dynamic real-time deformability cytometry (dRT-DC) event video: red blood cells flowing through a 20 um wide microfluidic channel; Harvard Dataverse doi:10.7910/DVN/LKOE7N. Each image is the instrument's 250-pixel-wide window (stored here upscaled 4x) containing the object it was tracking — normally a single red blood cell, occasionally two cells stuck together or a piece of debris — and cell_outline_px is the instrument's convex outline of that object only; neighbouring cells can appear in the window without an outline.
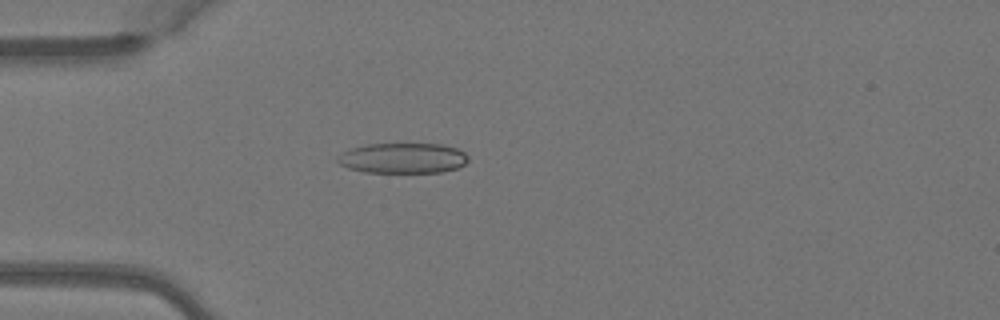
{"species": "Egyptian fruit bat (a non-hibernating species)", "species_latin": "Rousettus aegyptiacus", "temperature_condition": "warm", "stored_images_in_passage": 3, "camera_frame_rate_fps": 3000, "um_per_image_px": 0.085, "animal": {"sex": "female"}, "frame": {"image": 1, "passage_image": 3, "time_ms": 0.667, "image_size_px": [1000, 320], "cell_outline_px": [[468, 160], [464, 164], [456, 168], [440, 172], [364, 172], [348, 168], [340, 164], [336, 160], [336, 156], [352, 148], [368, 144], [440, 144], [456, 148], [464, 152], [468, 156]], "centroid_in_image_um": [34.23, 13.44], "position_along_channel_um": 50.8, "area_um2": 22.95}}